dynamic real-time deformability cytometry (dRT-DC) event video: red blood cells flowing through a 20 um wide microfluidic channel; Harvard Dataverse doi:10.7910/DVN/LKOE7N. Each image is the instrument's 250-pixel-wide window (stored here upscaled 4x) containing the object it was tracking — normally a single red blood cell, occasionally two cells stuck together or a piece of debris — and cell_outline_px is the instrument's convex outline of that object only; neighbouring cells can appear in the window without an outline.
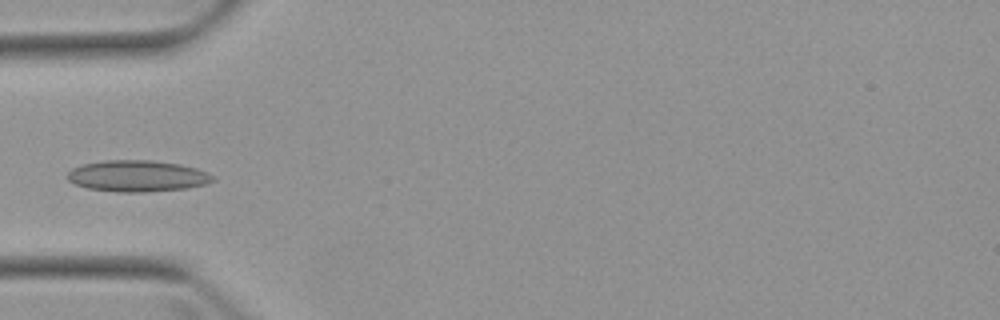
{"species": "Egyptian fruit bat (a non-hibernating species)", "species_latin": "Rousettus aegyptiacus", "temperature_condition": "warm", "stored_images_in_passage": 3, "camera_frame_rate_fps": 3000, "um_per_image_px": 0.085, "animal": {"sex": "female"}, "frame": {"image": 1, "passage_image": 3, "time_ms": 2.333, "image_size_px": [1000, 320], "cell_outline_px": [[216, 180], [204, 184], [188, 188], [144, 192], [116, 192], [88, 188], [76, 184], [68, 180], [64, 176], [72, 168], [84, 164], [104, 160], [152, 160], [180, 164], [196, 168], [208, 172], [216, 176]], "centroid_in_image_um": [11.69, 14.96], "position_along_channel_um": 73.3, "area_um2": 26.76}}